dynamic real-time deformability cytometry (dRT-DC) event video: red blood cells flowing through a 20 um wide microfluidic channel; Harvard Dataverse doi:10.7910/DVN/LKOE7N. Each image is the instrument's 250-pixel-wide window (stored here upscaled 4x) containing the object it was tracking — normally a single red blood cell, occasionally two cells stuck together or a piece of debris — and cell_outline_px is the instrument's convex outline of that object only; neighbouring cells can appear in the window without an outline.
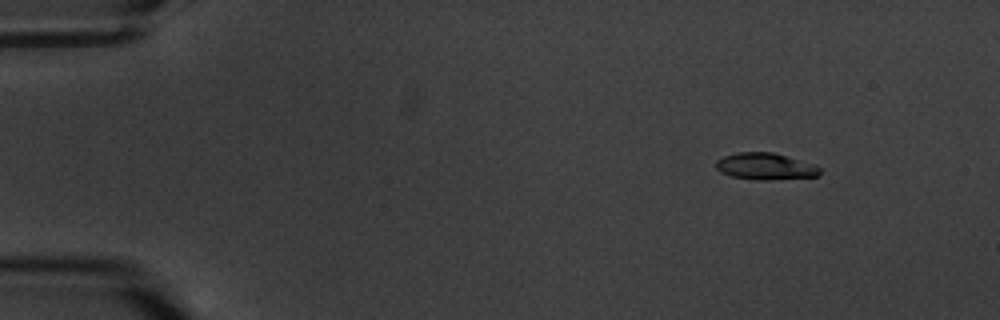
{"species": "common noctule bat (a hibernating species)", "species_latin": "Nyctalus noctula", "temperature_condition": "warm", "stored_images_in_passage": 10, "camera_frame_rate_fps": 3000, "um_per_image_px": 0.085, "animal": {"sex": "male", "body_mass_g": 20.1, "forearm_length_mm": 53.5}, "frame": {"image": 1, "passage_image": 2, "time_ms": 1.333, "image_size_px": [1000, 320], "cell_outline_px": [[820, 176], [768, 180], [760, 180], [732, 176], [720, 172], [716, 168], [716, 160], [724, 156], [736, 152], [772, 152], [816, 164], [820, 168]], "centroid_in_image_um": [65.08, 14.14], "position_along_channel_um": 19.9, "area_um2": 16.24}}
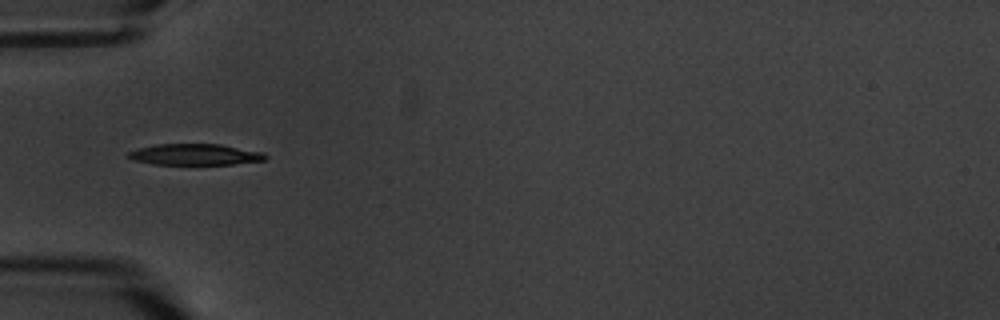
{"frame": {"image": 2, "passage_image": 5, "time_ms": 5.667, "image_size_px": [1000, 320], "cell_outline_px": [[268, 156], [264, 160], [232, 164], [152, 164], [136, 160], [124, 156], [128, 152], [140, 148], [156, 144], [220, 144], [264, 152]], "centroid_in_image_um": [16.58, 13.13], "position_along_channel_um": 68.4, "area_um2": 16.82}}
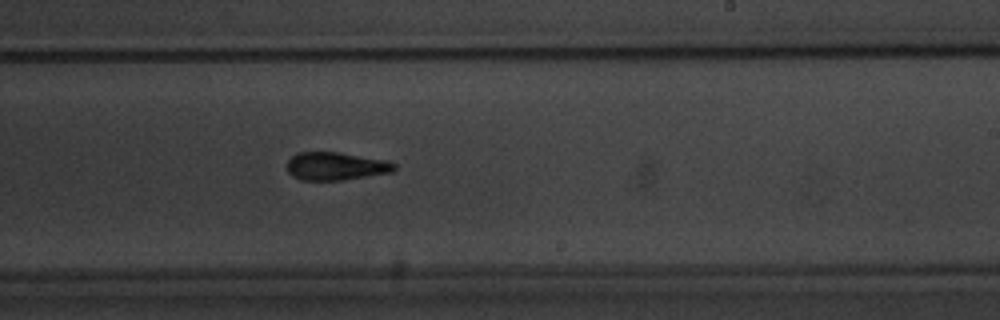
{"frame": {"image": 3, "passage_image": 10, "time_ms": 11.333, "image_size_px": [1000, 320], "cell_outline_px": [[396, 168], [392, 172], [340, 180], [300, 180], [292, 176], [288, 172], [288, 160], [296, 152], [340, 152], [388, 160], [396, 164]], "centroid_in_image_um": [28.55, 14.11], "position_along_channel_um": 260.5, "area_um2": 17.57}}